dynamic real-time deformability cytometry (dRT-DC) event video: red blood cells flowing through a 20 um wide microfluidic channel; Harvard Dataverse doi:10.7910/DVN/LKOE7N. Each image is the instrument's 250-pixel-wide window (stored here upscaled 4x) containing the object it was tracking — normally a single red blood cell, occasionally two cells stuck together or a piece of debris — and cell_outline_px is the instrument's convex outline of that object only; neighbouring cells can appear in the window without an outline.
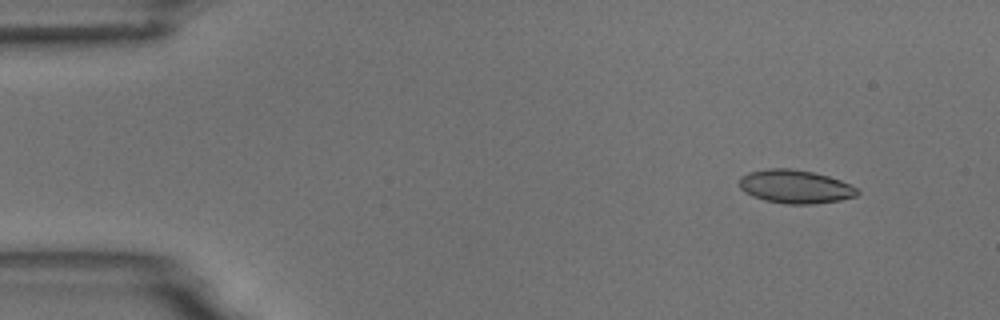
{"species": "common noctule bat (a hibernating species)", "species_latin": "Nyctalus noctula", "temperature_condition": "room temperature", "stored_images_in_passage": 5, "camera_frame_rate_fps": 3000, "um_per_image_px": 0.085, "animal": {"sex": "male", "body_mass_g": 18.8}, "frame": {"image": 1, "passage_image": 2, "time_ms": 1.333, "image_size_px": [1000, 320], "cell_outline_px": [[860, 192], [856, 196], [840, 200], [812, 204], [788, 204], [764, 200], [752, 196], [744, 192], [740, 188], [740, 176], [748, 172], [768, 168], [792, 168], [812, 172], [828, 176], [840, 180], [856, 188]], "centroid_in_image_um": [67.57, 15.86], "position_along_channel_um": 17.4, "area_um2": 23.0}}
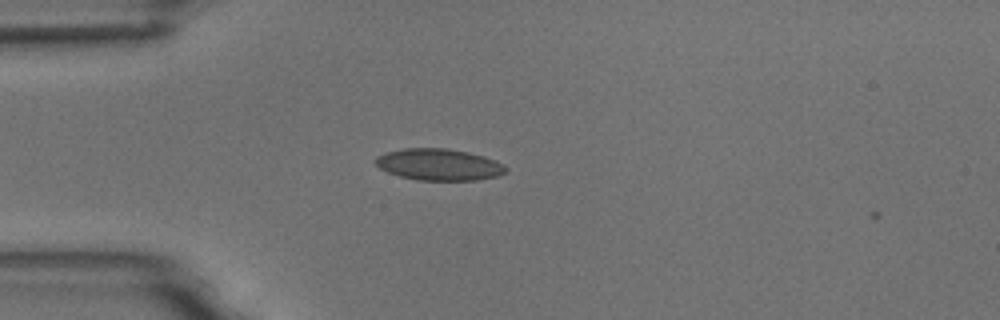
{"frame": {"image": 2, "passage_image": 4, "time_ms": 4.333, "image_size_px": [1000, 320], "cell_outline_px": [[508, 168], [500, 176], [476, 180], [416, 180], [400, 176], [388, 172], [380, 168], [372, 160], [376, 156], [388, 152], [404, 148], [448, 148], [468, 152], [484, 156], [496, 160], [504, 164]], "centroid_in_image_um": [37.32, 13.98], "position_along_channel_um": 47.7, "area_um2": 24.16}}